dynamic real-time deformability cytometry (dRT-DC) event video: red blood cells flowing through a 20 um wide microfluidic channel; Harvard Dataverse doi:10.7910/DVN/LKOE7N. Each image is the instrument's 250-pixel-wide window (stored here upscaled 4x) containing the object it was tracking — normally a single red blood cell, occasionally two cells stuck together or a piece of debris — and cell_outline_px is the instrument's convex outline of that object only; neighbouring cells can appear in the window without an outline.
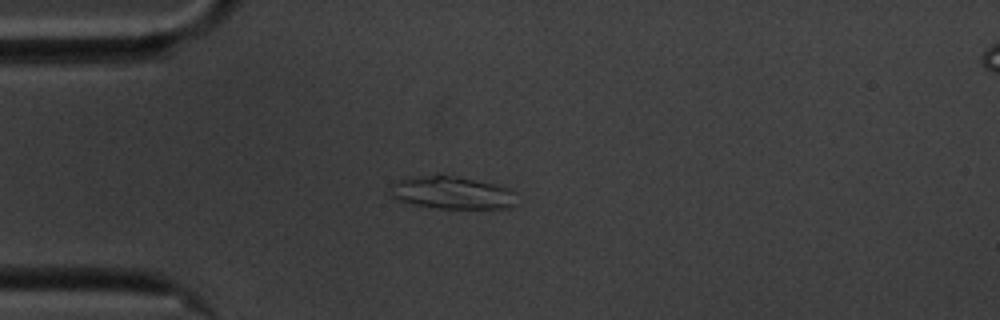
{"species": "common noctule bat (a hibernating species)", "species_latin": "Nyctalus noctula", "temperature_condition": "cold", "stored_images_in_passage": 43, "camera_frame_rate_fps": 3000, "um_per_image_px": 0.085, "animal": {"sex": "male", "body_mass_g": 20.1, "forearm_length_mm": 53.5}, "frame": {"image": 1, "passage_image": 1, "time_ms": 0.0, "image_size_px": [1000, 320], "cell_outline_px": [[516, 204], [508, 208], [440, 208], [412, 204], [392, 200], [388, 184], [400, 180], [436, 172], [440, 172], [496, 184], [508, 188], [516, 192]], "centroid_in_image_um": [38.37, 16.35], "position_along_channel_um": 46.6, "area_um2": 24.85}}
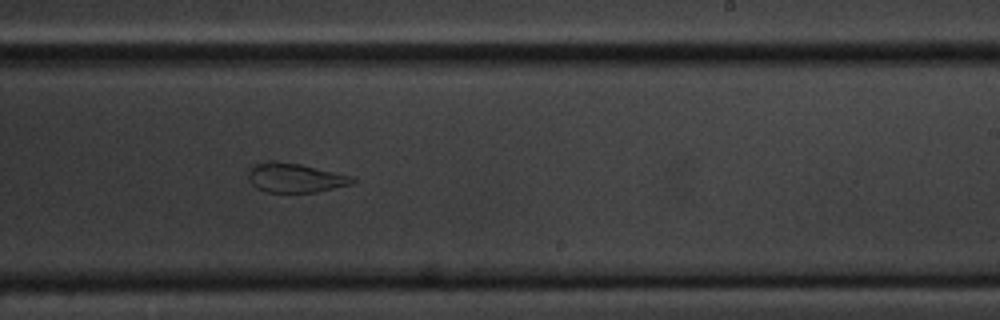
{"frame": {"image": 2, "passage_image": 21, "time_ms": 6.667, "image_size_px": [1000, 320], "cell_outline_px": [[356, 180], [352, 184], [316, 192], [268, 192], [256, 188], [248, 180], [248, 172], [256, 164], [268, 160], [276, 160], [300, 164], [352, 176]], "centroid_in_image_um": [25.06, 15.11], "position_along_channel_um": 263.9, "area_um2": 17.74}}
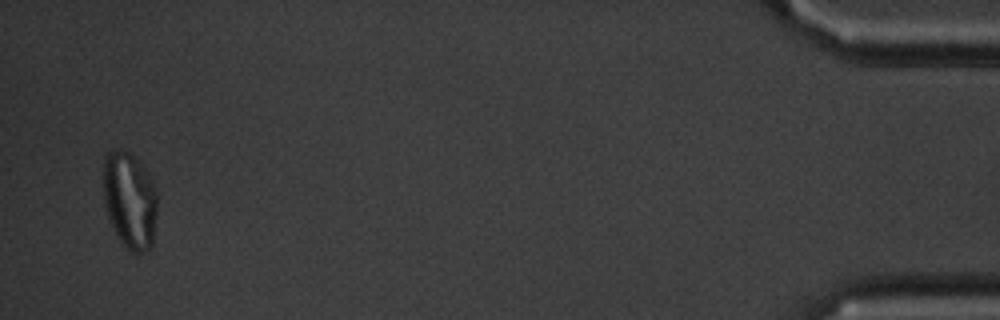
{"frame": {"image": 3, "passage_image": 42, "time_ms": 13.667, "image_size_px": [1000, 320], "cell_outline_px": [[156, 212], [152, 248], [144, 252], [132, 252], [120, 240], [112, 228], [108, 220], [104, 204], [104, 156], [108, 152], [116, 148], [120, 148], [128, 152], [144, 168], [152, 180], [156, 188]], "centroid_in_image_um": [11.02, 17.03], "position_along_channel_um": 424.2, "area_um2": 30.46}, "authors_computed_cell_mechanics": {"area_um2": 19.652, "velocity_mm_per_s": 3.4867, "shape_relaxation_time_tau1_ms": null, "shape_relaxation_time_tau2_ms": 1.7087, "deformation_change_tau1": null, "deformation_change_tau2": 0.0794}}